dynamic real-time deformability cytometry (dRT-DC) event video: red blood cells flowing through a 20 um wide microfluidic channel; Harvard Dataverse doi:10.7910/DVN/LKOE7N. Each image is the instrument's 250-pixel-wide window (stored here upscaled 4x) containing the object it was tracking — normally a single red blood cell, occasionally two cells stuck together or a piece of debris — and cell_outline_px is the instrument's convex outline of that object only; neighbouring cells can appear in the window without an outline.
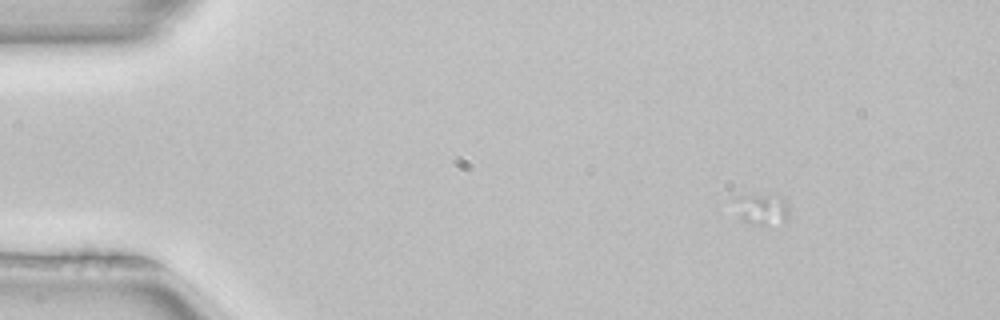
{"species": "common noctule bat (a hibernating species)", "species_latin": "Nyctalus noctula", "temperature_condition": "room temperature", "stored_images_in_passage": 3, "camera_frame_rate_fps": 3000, "um_per_image_px": 0.085, "animal": {"sex": "female", "body_mass_g": 22.7, "forearm_length_mm": 54.2}, "frame": {"image": 1, "passage_image": 1, "time_ms": 0.0, "image_size_px": [1000, 320], "cell_outline_px": [[788, 220], [764, 228], [740, 220], [732, 200], [740, 196], [768, 196], [788, 200]], "centroid_in_image_um": [64.74, 17.86], "position_along_channel_um": 20.3, "area_um2": 10.12}}